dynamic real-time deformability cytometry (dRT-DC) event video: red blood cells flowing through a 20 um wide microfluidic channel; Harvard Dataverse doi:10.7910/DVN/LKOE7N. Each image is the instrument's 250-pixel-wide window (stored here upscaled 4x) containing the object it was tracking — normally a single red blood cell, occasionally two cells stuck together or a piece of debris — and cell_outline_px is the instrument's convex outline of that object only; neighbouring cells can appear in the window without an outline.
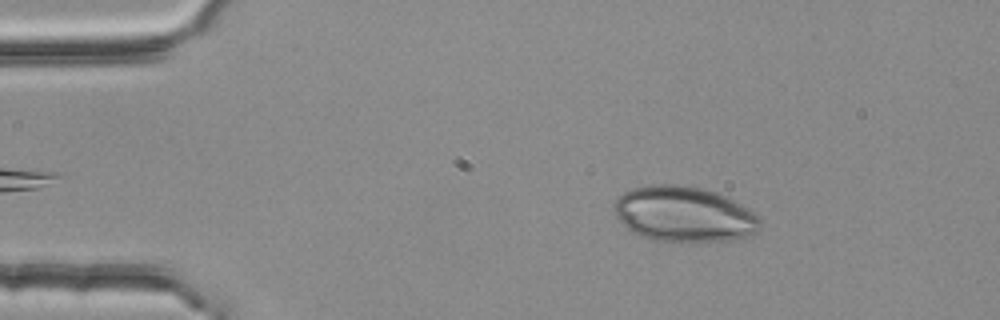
{"species": "common noctule bat (a hibernating species)", "species_latin": "Nyctalus noctula", "temperature_condition": "room temperature", "stored_images_in_passage": 52, "camera_frame_rate_fps": 3000, "um_per_image_px": 0.085, "animal": {"sex": "female", "body_mass_g": 25.1}, "frame": {"image": 1, "passage_image": 8, "time_ms": 2.333, "image_size_px": [1000, 320], "cell_outline_px": [[760, 228], [756, 232], [744, 236], [728, 240], [652, 240], [640, 236], [632, 232], [616, 216], [612, 204], [624, 192], [632, 188], [656, 184], [676, 184], [704, 188], [724, 196], [748, 208], [760, 220]], "centroid_in_image_um": [58.09, 18.18], "position_along_channel_um": 26.9, "area_um2": 46.41}}
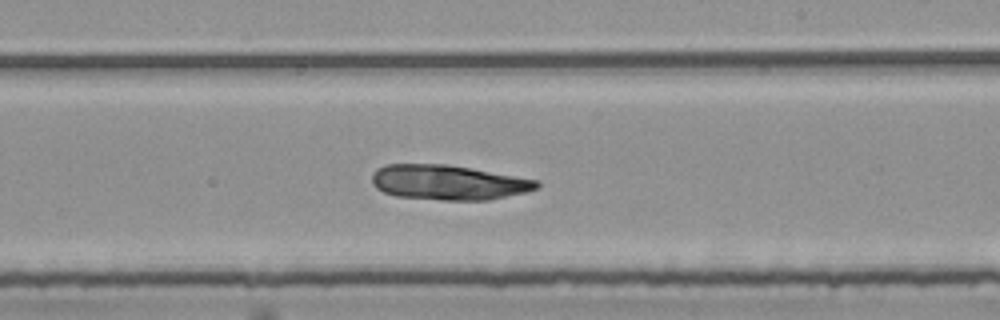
{"frame": {"image": 2, "passage_image": 31, "time_ms": 10.0, "image_size_px": [1000, 320], "cell_outline_px": [[540, 188], [524, 192], [488, 200], [440, 200], [396, 196], [384, 192], [376, 188], [372, 184], [372, 172], [376, 168], [384, 164], [448, 164], [540, 180]], "centroid_in_image_um": [38.09, 15.5], "position_along_channel_um": 250.9, "area_um2": 33.76}}
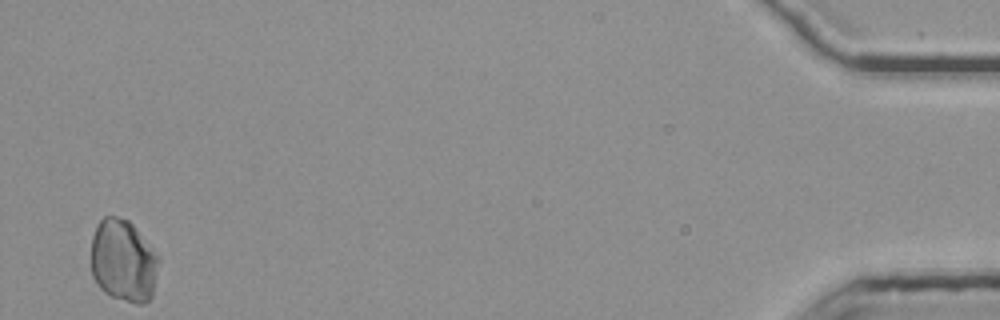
{"frame": {"image": 3, "passage_image": 52, "time_ms": 17.0, "image_size_px": [1000, 320], "cell_outline_px": [[160, 260], [152, 296], [144, 304], [136, 304], [112, 296], [104, 292], [96, 284], [92, 276], [92, 236], [96, 224], [104, 216], [116, 216], [128, 220], [136, 228], [160, 256]], "centroid_in_image_um": [10.5, 22.16], "position_along_channel_um": 424.7, "area_um2": 32.83}}